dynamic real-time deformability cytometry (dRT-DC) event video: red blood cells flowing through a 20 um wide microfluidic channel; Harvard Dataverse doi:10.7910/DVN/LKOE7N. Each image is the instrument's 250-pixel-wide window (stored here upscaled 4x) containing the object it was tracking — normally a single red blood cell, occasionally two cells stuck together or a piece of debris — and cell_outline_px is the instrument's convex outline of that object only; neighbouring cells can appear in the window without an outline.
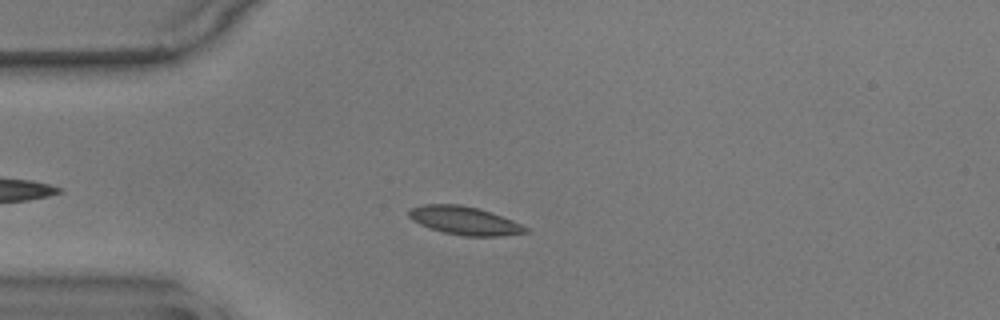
{"species": "common noctule bat (a hibernating species)", "species_latin": "Nyctalus noctula", "temperature_condition": "warm", "stored_images_in_passage": 45, "camera_frame_rate_fps": 3000, "um_per_image_px": 0.085, "animal": {"sex": "male", "body_mass_g": 17.9}, "frame": {"image": 1, "passage_image": 13, "time_ms": 4.0, "image_size_px": [1000, 320], "cell_outline_px": [[528, 232], [500, 236], [464, 236], [444, 232], [420, 224], [412, 220], [408, 216], [408, 212], [412, 208], [424, 204], [460, 204], [476, 208], [512, 220], [528, 228]], "centroid_in_image_um": [39.46, 18.75], "position_along_channel_um": 45.5, "area_um2": 18.84}}
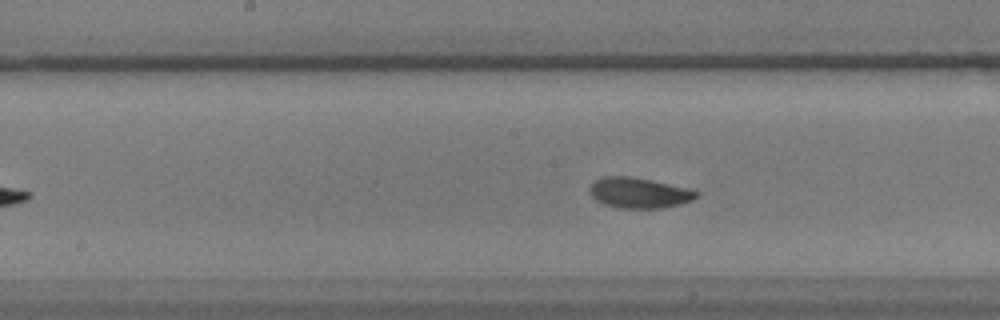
{"frame": {"image": 2, "passage_image": 27, "time_ms": 8.667, "image_size_px": [1000, 320], "cell_outline_px": [[700, 196], [692, 200], [680, 204], [664, 208], [616, 208], [604, 204], [596, 200], [588, 192], [588, 188], [596, 180], [604, 176], [628, 176], [652, 180], [700, 192]], "centroid_in_image_um": [54.29, 16.4], "position_along_channel_um": 193.9, "area_um2": 18.96}}
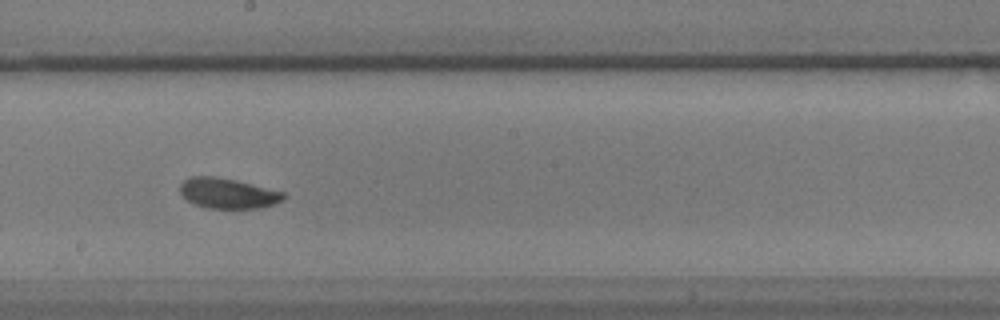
{"frame": {"image": 3, "passage_image": 30, "time_ms": 9.667, "image_size_px": [1000, 320], "cell_outline_px": [[284, 200], [260, 208], [208, 208], [196, 204], [188, 200], [180, 192], [180, 184], [188, 176], [212, 176], [236, 180], [284, 192]], "centroid_in_image_um": [19.35, 16.42], "position_along_channel_um": 228.8, "area_um2": 18.09}, "authors_computed_cell_mechanics": {"area_um2": 18.5538, "velocity_mm_per_s": 3.5094, "shape_relaxation_time_tau1_ms": 2.0014, "shape_relaxation_time_tau2_ms": 1.5127, "deformation_change_tau1": 0.0877, "deformation_change_tau2": 0.0559}}